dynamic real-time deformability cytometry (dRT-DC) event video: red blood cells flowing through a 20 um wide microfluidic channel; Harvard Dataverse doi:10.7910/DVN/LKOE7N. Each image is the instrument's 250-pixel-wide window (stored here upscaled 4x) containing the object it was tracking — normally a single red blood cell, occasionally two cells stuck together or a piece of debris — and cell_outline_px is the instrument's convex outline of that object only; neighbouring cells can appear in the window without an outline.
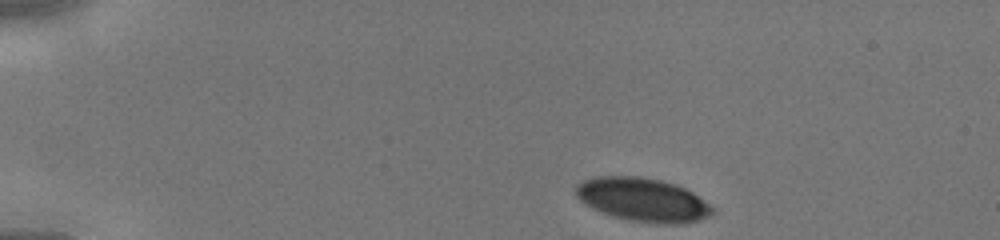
{"species": "human", "species_latin": "Homo sapiens", "temperature_condition": "cold", "stored_images_in_passage": 37, "camera_frame_rate_fps": 3000, "um_per_image_px": 0.085, "donor": {"sex": "male"}, "frame": {"image": 1, "passage_image": 1, "time_ms": 0.0, "image_size_px": [1000, 240], "cell_outline_px": [[712, 216], [700, 220], [684, 224], [656, 224], [628, 220], [612, 216], [600, 212], [584, 204], [576, 196], [576, 184], [584, 180], [596, 176], [636, 176], [660, 180], [676, 184], [692, 192], [708, 204], [712, 208]], "centroid_in_image_um": [54.62, 16.99], "position_along_channel_um": 30.4, "area_um2": 34.85}}
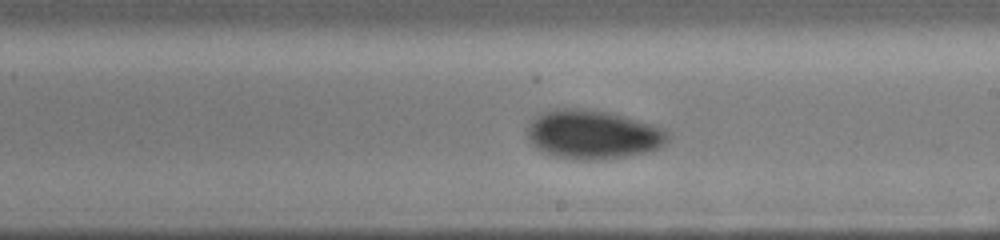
{"frame": {"image": 2, "passage_image": 20, "time_ms": 6.333, "image_size_px": [1000, 240], "cell_outline_px": [[668, 140], [660, 148], [644, 152], [624, 156], [600, 160], [584, 160], [552, 156], [540, 152], [532, 144], [524, 132], [524, 128], [532, 116], [540, 112], [552, 108], [580, 108], [612, 112], [656, 124], [668, 132]], "centroid_in_image_um": [50.32, 11.4], "position_along_channel_um": 238.7, "area_um2": 41.15}}
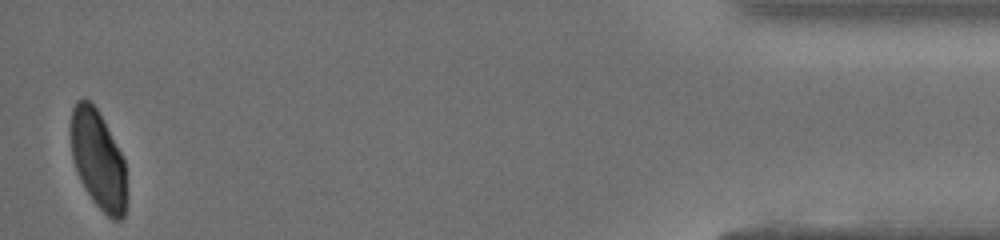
{"frame": {"image": 3, "passage_image": 37, "time_ms": 12.0, "image_size_px": [1000, 240], "cell_outline_px": [[124, 216], [120, 220], [112, 220], [96, 204], [84, 188], [80, 180], [72, 156], [68, 132], [68, 128], [72, 108], [76, 100], [88, 100], [96, 108], [120, 152], [124, 160]], "centroid_in_image_um": [8.26, 13.53], "position_along_channel_um": 426.9, "area_um2": 31.56}}